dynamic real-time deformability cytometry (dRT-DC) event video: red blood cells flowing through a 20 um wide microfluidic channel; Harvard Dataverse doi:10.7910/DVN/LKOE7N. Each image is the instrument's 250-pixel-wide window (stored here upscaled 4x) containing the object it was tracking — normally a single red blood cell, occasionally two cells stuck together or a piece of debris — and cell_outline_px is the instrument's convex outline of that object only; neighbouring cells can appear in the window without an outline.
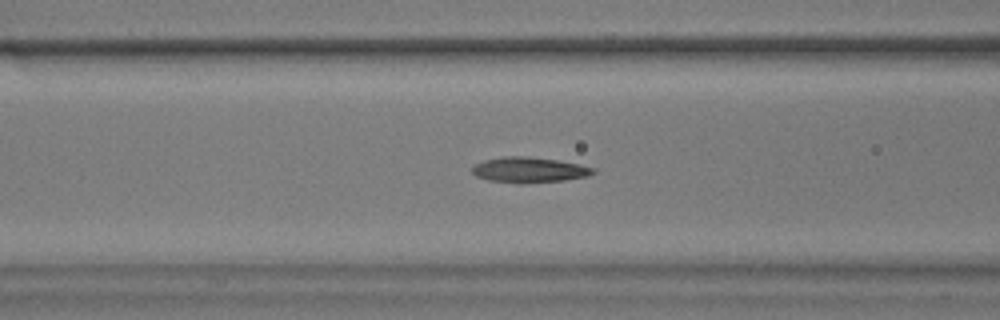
{"species": "common noctule bat (a hibernating species)", "species_latin": "Nyctalus noctula", "temperature_condition": "warm", "stored_images_in_passage": 42, "segment_of_instrument_passage": [1, 2], "camera_frame_rate_fps": 3000, "um_per_image_px": 0.085, "animal": {"sex": "male", "body_mass_g": 17.9}, "frame": {"image": 1, "passage_image": 7, "time_ms": 2.0, "image_size_px": [1000, 320], "cell_outline_px": [[596, 172], [588, 176], [564, 180], [520, 184], [516, 184], [488, 180], [476, 176], [472, 172], [472, 168], [476, 164], [484, 160], [504, 156], [528, 156], [556, 160], [580, 164], [596, 168]], "centroid_in_image_um": [44.99, 14.44], "position_along_channel_um": 121.6, "area_um2": 18.09}}
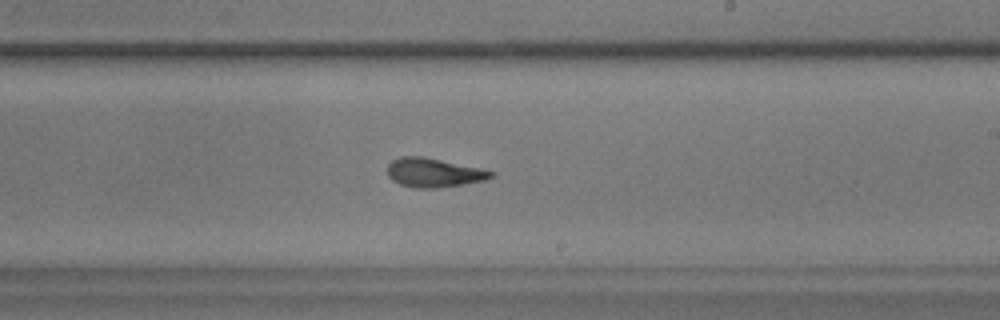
{"frame": {"image": 2, "passage_image": 18, "time_ms": 5.667, "image_size_px": [1000, 320], "cell_outline_px": [[496, 176], [484, 180], [464, 184], [436, 188], [416, 188], [400, 184], [392, 180], [388, 176], [388, 164], [392, 160], [400, 156], [424, 156], [496, 172]], "centroid_in_image_um": [36.86, 14.67], "position_along_channel_um": 252.1, "area_um2": 17.51}}
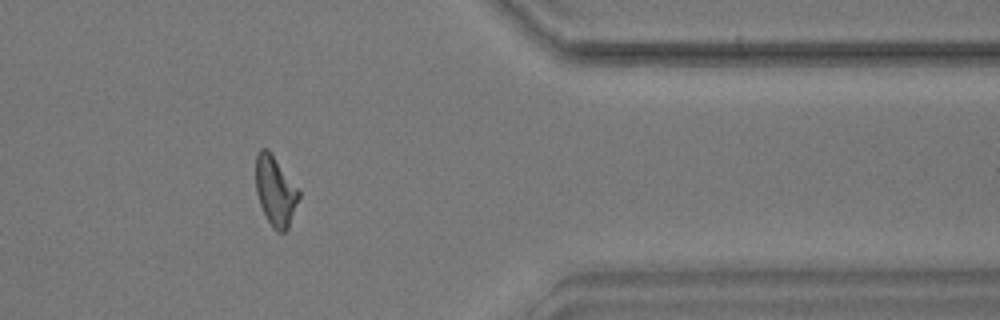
{"frame": {"image": 3, "passage_image": 31, "time_ms": 10.0, "image_size_px": [1000, 320], "cell_outline_px": [[300, 196], [288, 228], [284, 232], [276, 232], [272, 228], [260, 204], [256, 192], [256, 152], [260, 148], [268, 148], [300, 188]], "centroid_in_image_um": [23.42, 16.19], "position_along_channel_um": 388.0, "area_um2": 17.8}}